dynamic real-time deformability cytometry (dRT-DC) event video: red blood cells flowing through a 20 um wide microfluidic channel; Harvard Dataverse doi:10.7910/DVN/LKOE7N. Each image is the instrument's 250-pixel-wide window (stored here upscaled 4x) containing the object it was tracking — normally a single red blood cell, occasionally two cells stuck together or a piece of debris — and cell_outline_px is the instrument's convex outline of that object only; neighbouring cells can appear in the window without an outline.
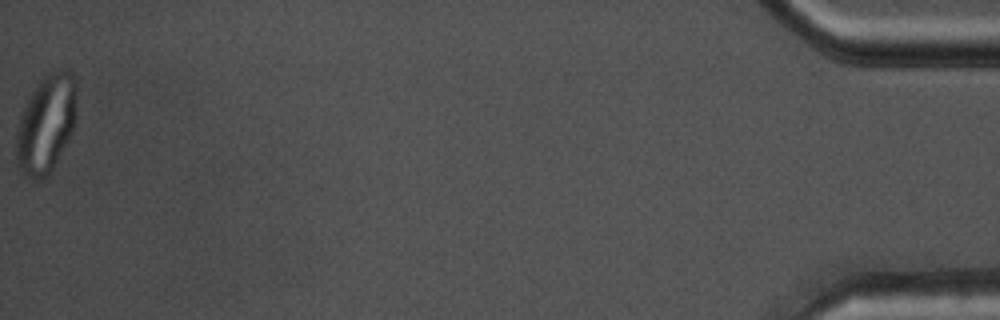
{"species": "common noctule bat (a hibernating species)", "species_latin": "Nyctalus noctula", "temperature_condition": "warm", "stored_images_in_passage": 55, "camera_frame_rate_fps": 3000, "um_per_image_px": 0.085, "animal": {"sex": "male", "body_mass_g": 17.5, "forearm_length_mm": 52.3}, "frame": {"image": 1, "passage_image": 55, "time_ms": 18.0, "image_size_px": [1000, 320], "cell_outline_px": [[76, 116], [72, 132], [68, 140], [52, 168], [40, 180], [32, 180], [24, 176], [20, 172], [16, 164], [16, 136], [20, 116], [36, 84], [44, 72], [56, 68], [68, 68], [72, 72], [76, 80]], "centroid_in_image_um": [3.93, 10.46], "position_along_channel_um": 431.3, "area_um2": 35.08}}